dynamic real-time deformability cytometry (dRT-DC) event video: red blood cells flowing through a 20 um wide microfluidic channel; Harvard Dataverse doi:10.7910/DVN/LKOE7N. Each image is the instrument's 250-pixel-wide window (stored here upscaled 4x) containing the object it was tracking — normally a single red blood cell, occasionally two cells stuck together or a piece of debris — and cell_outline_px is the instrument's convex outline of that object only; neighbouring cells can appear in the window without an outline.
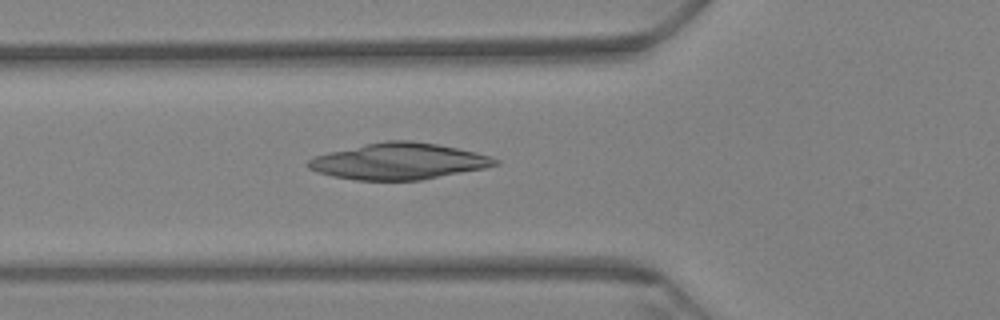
{"species": "Egyptian fruit bat (a non-hibernating species)", "species_latin": "Rousettus aegyptiacus", "temperature_condition": "warm", "stored_images_in_passage": 63, "camera_frame_rate_fps": 3000, "um_per_image_px": 0.085, "animal": {"sex": "female"}, "frame": {"image": 1, "passage_image": 23, "time_ms": 7.333, "image_size_px": [1000, 320], "cell_outline_px": [[500, 164], [484, 168], [420, 180], [356, 180], [332, 176], [308, 168], [304, 164], [308, 160], [316, 156], [328, 152], [364, 144], [384, 140], [412, 140], [436, 144], [476, 152], [500, 160]], "centroid_in_image_um": [33.88, 13.7], "position_along_channel_um": 91.9, "area_um2": 39.42}}
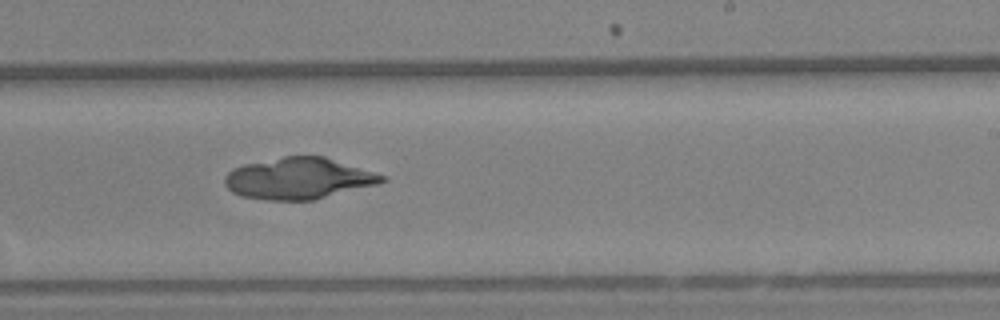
{"frame": {"image": 2, "passage_image": 39, "time_ms": 12.667, "image_size_px": [1000, 320], "cell_outline_px": [[388, 180], [376, 184], [312, 200], [268, 200], [240, 196], [232, 192], [224, 184], [224, 176], [232, 168], [244, 164], [284, 156], [324, 156], [388, 176]], "centroid_in_image_um": [25.36, 15.16], "position_along_channel_um": 263.6, "area_um2": 37.86}}
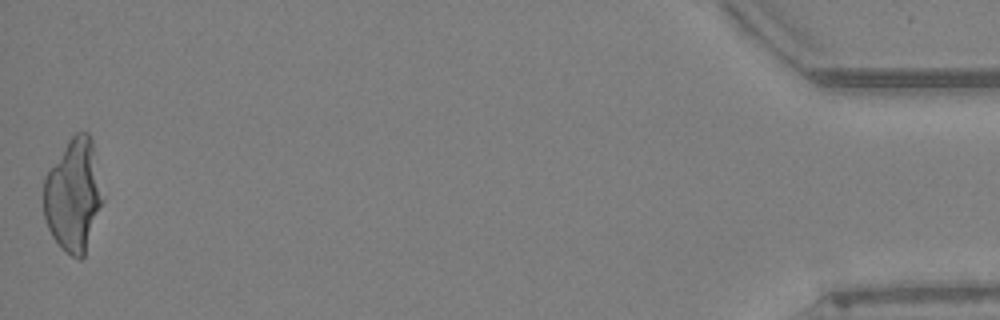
{"frame": {"image": 3, "passage_image": 63, "time_ms": 20.667, "image_size_px": [1000, 320], "cell_outline_px": [[104, 200], [84, 256], [80, 260], [64, 252], [60, 248], [52, 236], [48, 228], [44, 216], [44, 176], [68, 140], [76, 132], [88, 132], [92, 140]], "centroid_in_image_um": [6.24, 16.61], "position_along_channel_um": 429.0, "area_um2": 38.96}}